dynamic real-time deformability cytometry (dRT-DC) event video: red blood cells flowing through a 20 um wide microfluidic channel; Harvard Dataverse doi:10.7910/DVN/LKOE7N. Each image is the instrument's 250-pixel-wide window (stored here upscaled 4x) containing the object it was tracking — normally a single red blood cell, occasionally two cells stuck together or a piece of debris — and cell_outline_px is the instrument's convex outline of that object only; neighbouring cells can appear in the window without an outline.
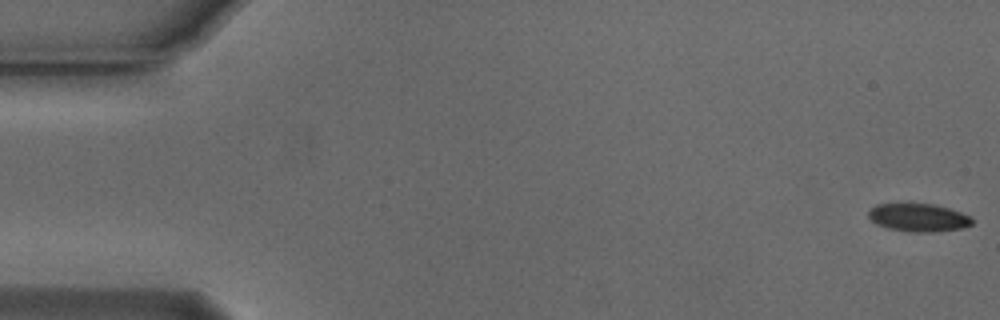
{"species": "Egyptian fruit bat (a non-hibernating species)", "species_latin": "Rousettus aegyptiacus", "temperature_condition": "cold", "stored_images_in_passage": 49, "camera_frame_rate_fps": 3000, "um_per_image_px": 0.085, "animal": {"sex": "male"}, "frame": {"image": 1, "passage_image": 1, "time_ms": 0.0, "image_size_px": [1000, 320], "cell_outline_px": [[972, 224], [960, 228], [932, 232], [908, 232], [888, 228], [876, 224], [868, 216], [868, 212], [876, 204], [908, 200], [936, 204], [972, 216]], "centroid_in_image_um": [78.02, 18.43], "position_along_channel_um": 7.0, "area_um2": 17.69}}
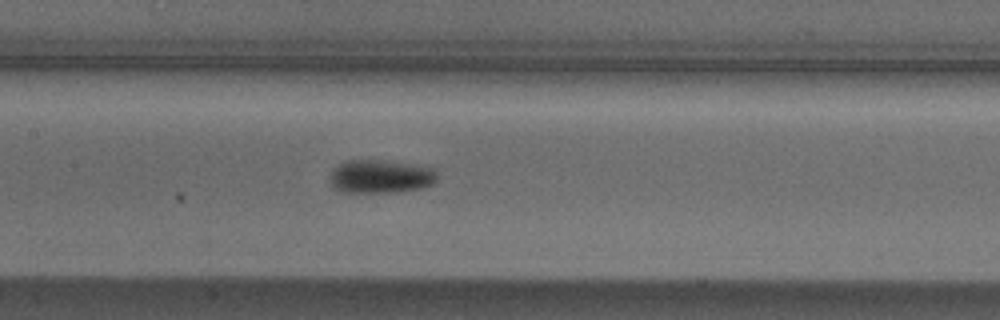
{"frame": {"image": 2, "passage_image": 26, "time_ms": 8.333, "image_size_px": [1000, 320], "cell_outline_px": [[436, 180], [432, 184], [420, 188], [400, 192], [344, 192], [332, 188], [328, 180], [332, 172], [340, 164], [348, 160], [384, 160], [412, 164], [432, 168], [436, 172]], "centroid_in_image_um": [32.32, 15.01], "position_along_channel_um": 175.1, "area_um2": 20.87}}
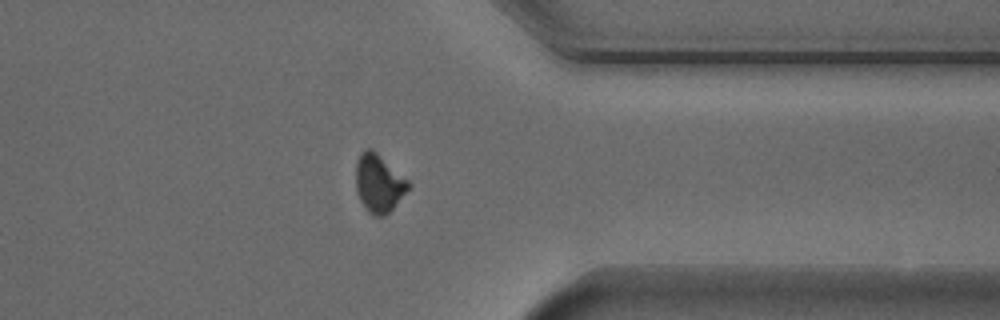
{"frame": {"image": 3, "passage_image": 43, "time_ms": 14.0, "image_size_px": [1000, 320], "cell_outline_px": [[412, 184], [392, 208], [384, 216], [372, 216], [364, 208], [360, 200], [356, 188], [356, 160], [360, 152], [364, 148], [372, 148], [408, 180]], "centroid_in_image_um": [32.17, 15.56], "position_along_channel_um": 379.2, "area_um2": 17.74}}